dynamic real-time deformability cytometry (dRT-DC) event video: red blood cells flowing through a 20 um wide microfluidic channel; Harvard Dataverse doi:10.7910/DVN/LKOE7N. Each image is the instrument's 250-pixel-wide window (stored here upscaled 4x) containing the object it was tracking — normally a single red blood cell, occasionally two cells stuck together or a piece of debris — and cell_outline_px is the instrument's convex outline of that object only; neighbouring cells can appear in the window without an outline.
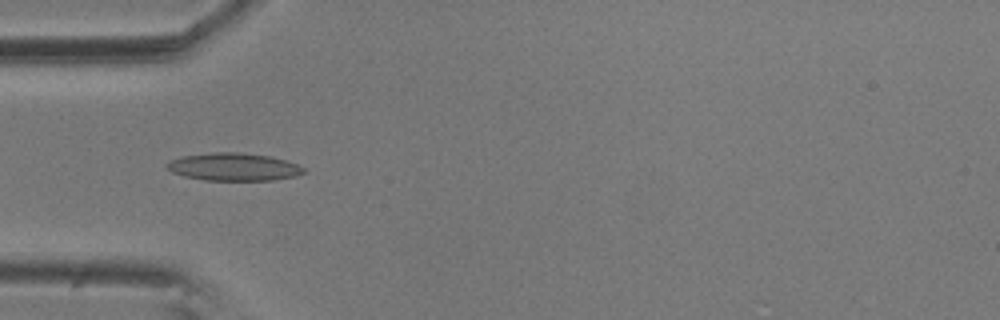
{"species": "common noctule bat (a hibernating species)", "species_latin": "Nyctalus noctula", "temperature_condition": "room temperature", "stored_images_in_passage": 3, "camera_frame_rate_fps": 3000, "um_per_image_px": 0.085, "animal": {"sex": "male", "body_mass_g": 20.5, "forearm_length_mm": 52.5}, "frame": {"image": 1, "passage_image": 1, "time_ms": 0.0, "image_size_px": [1000, 320], "cell_outline_px": [[304, 172], [296, 176], [272, 180], [204, 180], [184, 176], [172, 172], [164, 164], [172, 160], [184, 156], [212, 152], [236, 152], [268, 156], [284, 160], [296, 164], [304, 168]], "centroid_in_image_um": [19.84, 14.19], "position_along_channel_um": 65.2, "area_um2": 21.79}}
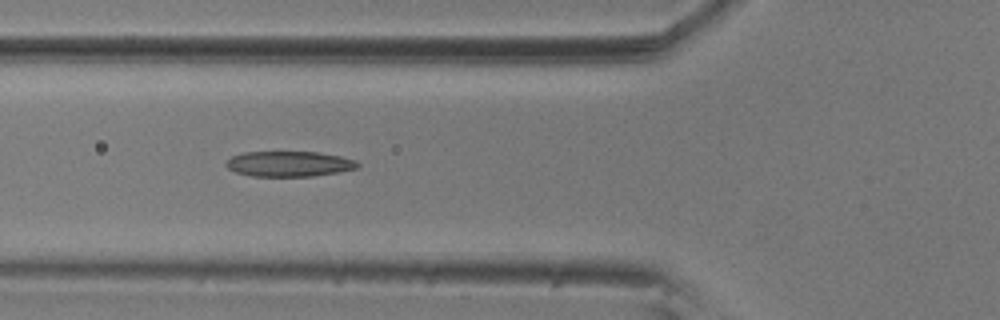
{"frame": {"image": 2, "passage_image": 2, "time_ms": 0.333, "image_size_px": [1000, 320], "cell_outline_px": [[360, 164], [356, 168], [340, 172], [312, 176], [252, 176], [236, 172], [228, 168], [224, 164], [232, 156], [244, 152], [316, 152], [340, 156], [356, 160]], "centroid_in_image_um": [24.58, 13.93], "position_along_channel_um": 101.2, "area_um2": 19.36}}
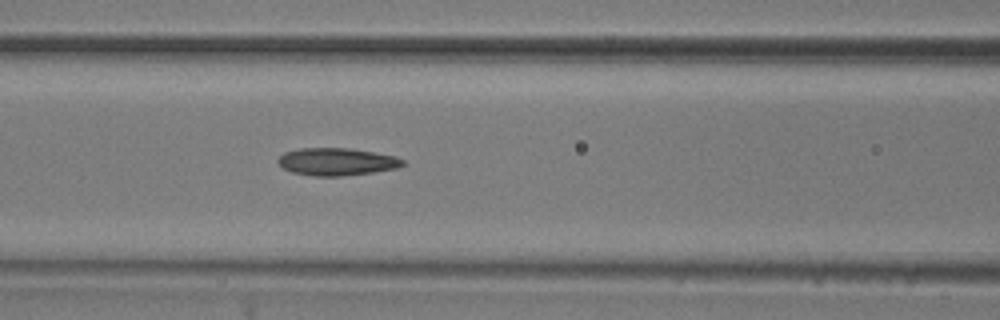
{"frame": {"image": 3, "passage_image": 3, "time_ms": 0.667, "image_size_px": [1000, 320], "cell_outline_px": [[404, 164], [396, 168], [372, 172], [340, 176], [312, 176], [292, 172], [284, 168], [276, 160], [284, 152], [300, 148], [348, 148], [396, 156], [404, 160]], "centroid_in_image_um": [28.6, 13.74], "position_along_channel_um": 138.0, "area_um2": 19.83}}